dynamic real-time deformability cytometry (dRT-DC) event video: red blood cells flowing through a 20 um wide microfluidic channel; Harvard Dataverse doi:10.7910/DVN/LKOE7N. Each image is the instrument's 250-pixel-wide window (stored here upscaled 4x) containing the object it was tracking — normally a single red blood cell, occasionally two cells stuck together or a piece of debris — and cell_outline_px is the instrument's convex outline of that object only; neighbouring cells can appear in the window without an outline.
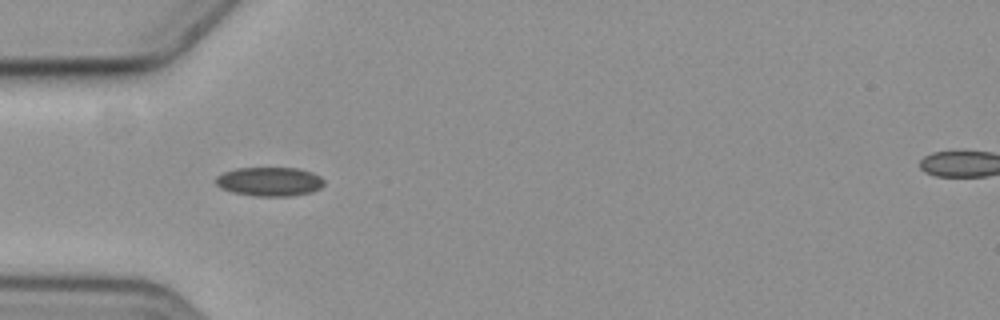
{"species": "common noctule bat (a hibernating species)", "species_latin": "Nyctalus noctula", "temperature_condition": "cold", "stored_images_in_passage": 10, "camera_frame_rate_fps": 3000, "um_per_image_px": 0.085, "animal": {"sex": "female", "body_mass_g": 19.3, "forearm_length_mm": 54.1}, "frame": {"image": 1, "passage_image": 6, "time_ms": 5.667, "image_size_px": [1000, 320], "cell_outline_px": [[324, 184], [320, 188], [312, 192], [292, 196], [252, 196], [232, 192], [220, 188], [216, 184], [216, 176], [224, 172], [236, 168], [300, 168], [312, 172], [320, 176], [324, 180]], "centroid_in_image_um": [22.92, 15.44], "position_along_channel_um": 62.1, "area_um2": 18.5}}
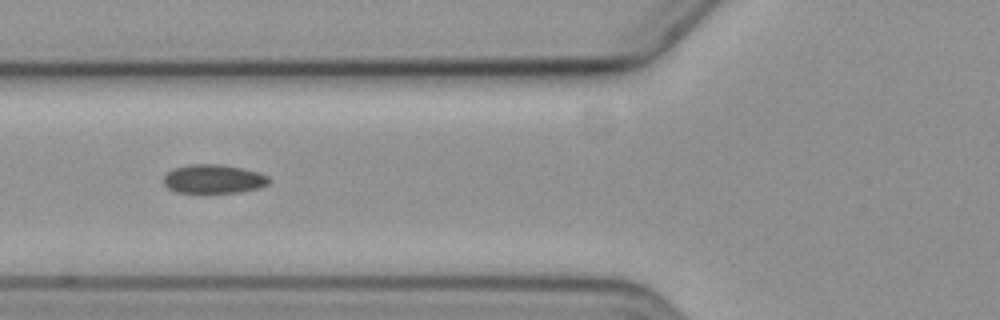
{"frame": {"image": 2, "passage_image": 7, "time_ms": 7.0, "image_size_px": [1000, 320], "cell_outline_px": [[272, 180], [268, 184], [260, 188], [240, 192], [208, 196], [176, 192], [168, 188], [164, 184], [164, 176], [168, 172], [176, 168], [192, 164], [220, 164], [260, 172], [268, 176]], "centroid_in_image_um": [18.18, 15.27], "position_along_channel_um": 107.6, "area_um2": 18.55}}
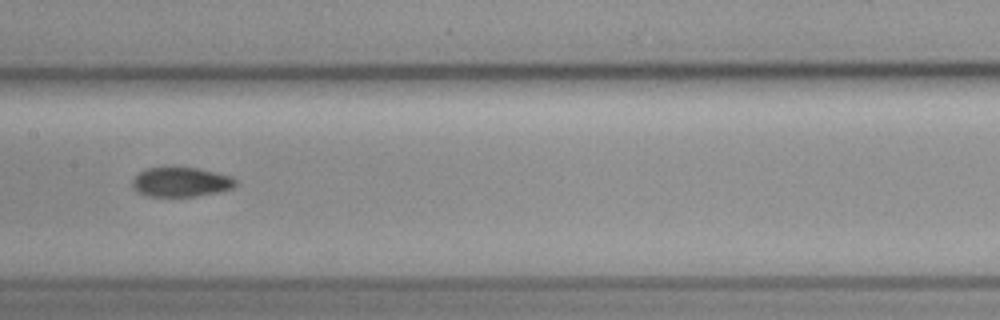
{"frame": {"image": 3, "passage_image": 9, "time_ms": 9.333, "image_size_px": [1000, 320], "cell_outline_px": [[236, 184], [232, 188], [220, 192], [196, 196], [148, 196], [136, 192], [132, 188], [132, 180], [144, 168], [164, 164], [172, 164], [196, 168], [232, 176], [236, 180]], "centroid_in_image_um": [15.32, 15.42], "position_along_channel_um": 192.1, "area_um2": 18.55}}